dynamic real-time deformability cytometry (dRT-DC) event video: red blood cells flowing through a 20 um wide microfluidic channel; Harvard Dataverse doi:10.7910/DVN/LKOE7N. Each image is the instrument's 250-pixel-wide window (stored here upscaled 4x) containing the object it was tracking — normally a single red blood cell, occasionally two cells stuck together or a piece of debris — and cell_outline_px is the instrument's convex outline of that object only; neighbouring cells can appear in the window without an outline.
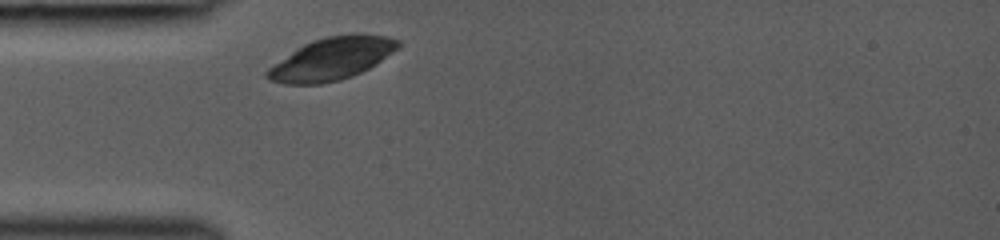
{"species": "common noctule bat (a hibernating species)", "species_latin": "Nyctalus noctula", "temperature_condition": "room temperature", "stored_images_in_passage": 15, "camera_frame_rate_fps": 3000, "um_per_image_px": 0.085, "animal": {"sex": "female", "body_mass_g": 19.0, "forearm_length_mm": 53.3}, "frame": {"image": 1, "passage_image": 1, "time_ms": 0.0, "image_size_px": [1000, 240], "cell_outline_px": [[400, 44], [392, 52], [376, 64], [352, 76], [340, 80], [320, 84], [284, 84], [268, 80], [264, 76], [264, 72], [268, 68], [296, 48], [312, 40], [328, 36], [356, 32], [388, 36], [400, 40]], "centroid_in_image_um": [28.17, 4.98], "position_along_channel_um": 56.8, "area_um2": 32.54}}
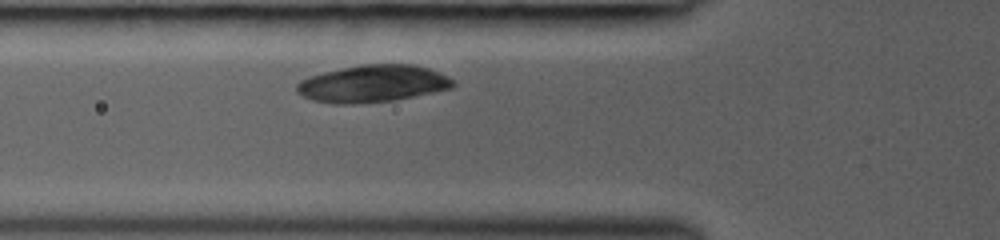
{"frame": {"image": 2, "passage_image": 3, "time_ms": 1.0, "image_size_px": [1000, 240], "cell_outline_px": [[456, 84], [452, 88], [396, 100], [356, 104], [336, 104], [312, 100], [296, 92], [296, 84], [300, 80], [308, 76], [324, 72], [364, 64], [412, 64], [428, 68], [448, 76]], "centroid_in_image_um": [31.67, 7.12], "position_along_channel_um": 94.1, "area_um2": 33.87}}
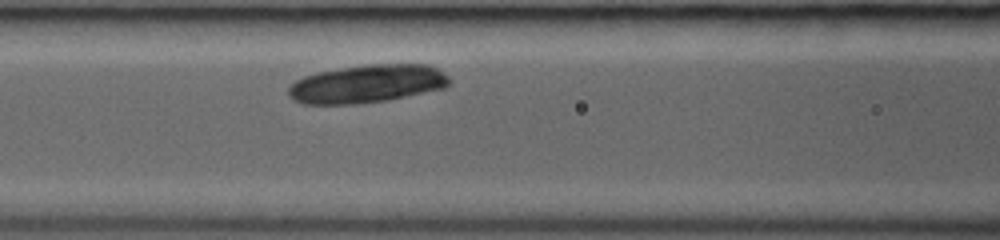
{"frame": {"image": 3, "passage_image": 5, "time_ms": 2.0, "image_size_px": [1000, 240], "cell_outline_px": [[452, 80], [444, 88], [388, 100], [356, 104], [304, 104], [292, 100], [288, 96], [288, 88], [296, 80], [304, 76], [316, 72], [364, 64], [428, 64], [444, 72]], "centroid_in_image_um": [31.19, 7.12], "position_along_channel_um": 135.4, "area_um2": 36.01}}